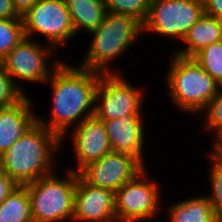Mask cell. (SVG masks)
Returning <instances> with one entry per match:
<instances>
[{
	"instance_id": "1",
	"label": "cell",
	"mask_w": 222,
	"mask_h": 222,
	"mask_svg": "<svg viewBox=\"0 0 222 222\" xmlns=\"http://www.w3.org/2000/svg\"><path fill=\"white\" fill-rule=\"evenodd\" d=\"M101 73L82 67H73L63 61L53 70L47 82L53 89L52 111L49 123L37 122L62 140L74 121L94 116L95 93ZM86 114V115H85Z\"/></svg>"
},
{
	"instance_id": "2",
	"label": "cell",
	"mask_w": 222,
	"mask_h": 222,
	"mask_svg": "<svg viewBox=\"0 0 222 222\" xmlns=\"http://www.w3.org/2000/svg\"><path fill=\"white\" fill-rule=\"evenodd\" d=\"M61 142L58 135L36 122L0 155V167L19 186L34 182L52 173L51 156Z\"/></svg>"
},
{
	"instance_id": "3",
	"label": "cell",
	"mask_w": 222,
	"mask_h": 222,
	"mask_svg": "<svg viewBox=\"0 0 222 222\" xmlns=\"http://www.w3.org/2000/svg\"><path fill=\"white\" fill-rule=\"evenodd\" d=\"M141 32L142 24L137 19L106 11L102 23L90 32L93 40L80 67L101 74L113 73L107 65L124 53Z\"/></svg>"
},
{
	"instance_id": "4",
	"label": "cell",
	"mask_w": 222,
	"mask_h": 222,
	"mask_svg": "<svg viewBox=\"0 0 222 222\" xmlns=\"http://www.w3.org/2000/svg\"><path fill=\"white\" fill-rule=\"evenodd\" d=\"M172 59L166 81L174 105L189 113L201 112L221 86L193 58L174 54Z\"/></svg>"
},
{
	"instance_id": "5",
	"label": "cell",
	"mask_w": 222,
	"mask_h": 222,
	"mask_svg": "<svg viewBox=\"0 0 222 222\" xmlns=\"http://www.w3.org/2000/svg\"><path fill=\"white\" fill-rule=\"evenodd\" d=\"M65 180L52 173L24 185L30 197L33 222L72 220L76 190V169H69Z\"/></svg>"
},
{
	"instance_id": "6",
	"label": "cell",
	"mask_w": 222,
	"mask_h": 222,
	"mask_svg": "<svg viewBox=\"0 0 222 222\" xmlns=\"http://www.w3.org/2000/svg\"><path fill=\"white\" fill-rule=\"evenodd\" d=\"M203 13V0H150L142 30L182 41Z\"/></svg>"
},
{
	"instance_id": "7",
	"label": "cell",
	"mask_w": 222,
	"mask_h": 222,
	"mask_svg": "<svg viewBox=\"0 0 222 222\" xmlns=\"http://www.w3.org/2000/svg\"><path fill=\"white\" fill-rule=\"evenodd\" d=\"M142 96L139 89L116 72L101 74L95 93L98 104H95L94 116L101 121H111L142 114Z\"/></svg>"
},
{
	"instance_id": "8",
	"label": "cell",
	"mask_w": 222,
	"mask_h": 222,
	"mask_svg": "<svg viewBox=\"0 0 222 222\" xmlns=\"http://www.w3.org/2000/svg\"><path fill=\"white\" fill-rule=\"evenodd\" d=\"M25 37L31 38L38 33L47 37L54 48L65 45L67 40L75 36L69 11L64 0H38L37 3L22 16Z\"/></svg>"
},
{
	"instance_id": "9",
	"label": "cell",
	"mask_w": 222,
	"mask_h": 222,
	"mask_svg": "<svg viewBox=\"0 0 222 222\" xmlns=\"http://www.w3.org/2000/svg\"><path fill=\"white\" fill-rule=\"evenodd\" d=\"M144 168L131 181L115 192V214L117 222H140L157 213L160 201L159 187L147 176ZM146 175V176H145Z\"/></svg>"
},
{
	"instance_id": "10",
	"label": "cell",
	"mask_w": 222,
	"mask_h": 222,
	"mask_svg": "<svg viewBox=\"0 0 222 222\" xmlns=\"http://www.w3.org/2000/svg\"><path fill=\"white\" fill-rule=\"evenodd\" d=\"M145 167L133 156L111 151L83 167L78 175L89 185L116 192Z\"/></svg>"
},
{
	"instance_id": "11",
	"label": "cell",
	"mask_w": 222,
	"mask_h": 222,
	"mask_svg": "<svg viewBox=\"0 0 222 222\" xmlns=\"http://www.w3.org/2000/svg\"><path fill=\"white\" fill-rule=\"evenodd\" d=\"M56 48L49 45L47 48H42L30 38L25 37L19 42L13 50L0 62L5 68V71L13 78L17 77L30 82H46L53 70L61 63L56 61L52 71H49L46 66V57L54 53Z\"/></svg>"
},
{
	"instance_id": "12",
	"label": "cell",
	"mask_w": 222,
	"mask_h": 222,
	"mask_svg": "<svg viewBox=\"0 0 222 222\" xmlns=\"http://www.w3.org/2000/svg\"><path fill=\"white\" fill-rule=\"evenodd\" d=\"M73 219L77 222H117L115 192L89 185L77 173Z\"/></svg>"
},
{
	"instance_id": "13",
	"label": "cell",
	"mask_w": 222,
	"mask_h": 222,
	"mask_svg": "<svg viewBox=\"0 0 222 222\" xmlns=\"http://www.w3.org/2000/svg\"><path fill=\"white\" fill-rule=\"evenodd\" d=\"M74 130L72 142L78 161L77 173L87 164L100 160L112 151L104 122L95 116L77 124Z\"/></svg>"
},
{
	"instance_id": "14",
	"label": "cell",
	"mask_w": 222,
	"mask_h": 222,
	"mask_svg": "<svg viewBox=\"0 0 222 222\" xmlns=\"http://www.w3.org/2000/svg\"><path fill=\"white\" fill-rule=\"evenodd\" d=\"M112 151L136 158L144 167V128L141 114L111 121H103Z\"/></svg>"
},
{
	"instance_id": "15",
	"label": "cell",
	"mask_w": 222,
	"mask_h": 222,
	"mask_svg": "<svg viewBox=\"0 0 222 222\" xmlns=\"http://www.w3.org/2000/svg\"><path fill=\"white\" fill-rule=\"evenodd\" d=\"M30 106V101L24 96L14 105L0 107V155L37 122Z\"/></svg>"
},
{
	"instance_id": "16",
	"label": "cell",
	"mask_w": 222,
	"mask_h": 222,
	"mask_svg": "<svg viewBox=\"0 0 222 222\" xmlns=\"http://www.w3.org/2000/svg\"><path fill=\"white\" fill-rule=\"evenodd\" d=\"M182 41L188 45L175 54L193 58L200 50L222 41V20L203 13Z\"/></svg>"
},
{
	"instance_id": "17",
	"label": "cell",
	"mask_w": 222,
	"mask_h": 222,
	"mask_svg": "<svg viewBox=\"0 0 222 222\" xmlns=\"http://www.w3.org/2000/svg\"><path fill=\"white\" fill-rule=\"evenodd\" d=\"M75 34L81 29L95 30L106 14L104 0H64Z\"/></svg>"
},
{
	"instance_id": "18",
	"label": "cell",
	"mask_w": 222,
	"mask_h": 222,
	"mask_svg": "<svg viewBox=\"0 0 222 222\" xmlns=\"http://www.w3.org/2000/svg\"><path fill=\"white\" fill-rule=\"evenodd\" d=\"M170 208V222H219L207 197L177 202Z\"/></svg>"
},
{
	"instance_id": "19",
	"label": "cell",
	"mask_w": 222,
	"mask_h": 222,
	"mask_svg": "<svg viewBox=\"0 0 222 222\" xmlns=\"http://www.w3.org/2000/svg\"><path fill=\"white\" fill-rule=\"evenodd\" d=\"M0 222H33L28 190L17 186L0 205Z\"/></svg>"
},
{
	"instance_id": "20",
	"label": "cell",
	"mask_w": 222,
	"mask_h": 222,
	"mask_svg": "<svg viewBox=\"0 0 222 222\" xmlns=\"http://www.w3.org/2000/svg\"><path fill=\"white\" fill-rule=\"evenodd\" d=\"M193 59L222 86V41L200 50Z\"/></svg>"
},
{
	"instance_id": "21",
	"label": "cell",
	"mask_w": 222,
	"mask_h": 222,
	"mask_svg": "<svg viewBox=\"0 0 222 222\" xmlns=\"http://www.w3.org/2000/svg\"><path fill=\"white\" fill-rule=\"evenodd\" d=\"M24 38L22 19H0V62Z\"/></svg>"
},
{
	"instance_id": "22",
	"label": "cell",
	"mask_w": 222,
	"mask_h": 222,
	"mask_svg": "<svg viewBox=\"0 0 222 222\" xmlns=\"http://www.w3.org/2000/svg\"><path fill=\"white\" fill-rule=\"evenodd\" d=\"M106 11L131 16L141 24L145 21L150 0H104Z\"/></svg>"
},
{
	"instance_id": "23",
	"label": "cell",
	"mask_w": 222,
	"mask_h": 222,
	"mask_svg": "<svg viewBox=\"0 0 222 222\" xmlns=\"http://www.w3.org/2000/svg\"><path fill=\"white\" fill-rule=\"evenodd\" d=\"M25 93L20 89L0 64V107H7L19 102Z\"/></svg>"
},
{
	"instance_id": "24",
	"label": "cell",
	"mask_w": 222,
	"mask_h": 222,
	"mask_svg": "<svg viewBox=\"0 0 222 222\" xmlns=\"http://www.w3.org/2000/svg\"><path fill=\"white\" fill-rule=\"evenodd\" d=\"M213 165L210 174L212 194L208 196L214 213L222 218V160L210 157Z\"/></svg>"
},
{
	"instance_id": "25",
	"label": "cell",
	"mask_w": 222,
	"mask_h": 222,
	"mask_svg": "<svg viewBox=\"0 0 222 222\" xmlns=\"http://www.w3.org/2000/svg\"><path fill=\"white\" fill-rule=\"evenodd\" d=\"M222 87L217 95L208 103L204 112L207 111L206 128L215 133L222 128Z\"/></svg>"
},
{
	"instance_id": "26",
	"label": "cell",
	"mask_w": 222,
	"mask_h": 222,
	"mask_svg": "<svg viewBox=\"0 0 222 222\" xmlns=\"http://www.w3.org/2000/svg\"><path fill=\"white\" fill-rule=\"evenodd\" d=\"M17 186L18 184L0 167V205Z\"/></svg>"
},
{
	"instance_id": "27",
	"label": "cell",
	"mask_w": 222,
	"mask_h": 222,
	"mask_svg": "<svg viewBox=\"0 0 222 222\" xmlns=\"http://www.w3.org/2000/svg\"><path fill=\"white\" fill-rule=\"evenodd\" d=\"M204 14L222 20V0H203Z\"/></svg>"
},
{
	"instance_id": "28",
	"label": "cell",
	"mask_w": 222,
	"mask_h": 222,
	"mask_svg": "<svg viewBox=\"0 0 222 222\" xmlns=\"http://www.w3.org/2000/svg\"><path fill=\"white\" fill-rule=\"evenodd\" d=\"M0 19H22L14 9L13 0H0Z\"/></svg>"
},
{
	"instance_id": "29",
	"label": "cell",
	"mask_w": 222,
	"mask_h": 222,
	"mask_svg": "<svg viewBox=\"0 0 222 222\" xmlns=\"http://www.w3.org/2000/svg\"><path fill=\"white\" fill-rule=\"evenodd\" d=\"M38 0H13L14 9L17 14L22 17L24 16Z\"/></svg>"
},
{
	"instance_id": "30",
	"label": "cell",
	"mask_w": 222,
	"mask_h": 222,
	"mask_svg": "<svg viewBox=\"0 0 222 222\" xmlns=\"http://www.w3.org/2000/svg\"><path fill=\"white\" fill-rule=\"evenodd\" d=\"M216 140L214 141V151L209 153L210 157H222V128H220L216 133Z\"/></svg>"
},
{
	"instance_id": "31",
	"label": "cell",
	"mask_w": 222,
	"mask_h": 222,
	"mask_svg": "<svg viewBox=\"0 0 222 222\" xmlns=\"http://www.w3.org/2000/svg\"><path fill=\"white\" fill-rule=\"evenodd\" d=\"M213 158H216V159L222 160V157H213Z\"/></svg>"
}]
</instances>
